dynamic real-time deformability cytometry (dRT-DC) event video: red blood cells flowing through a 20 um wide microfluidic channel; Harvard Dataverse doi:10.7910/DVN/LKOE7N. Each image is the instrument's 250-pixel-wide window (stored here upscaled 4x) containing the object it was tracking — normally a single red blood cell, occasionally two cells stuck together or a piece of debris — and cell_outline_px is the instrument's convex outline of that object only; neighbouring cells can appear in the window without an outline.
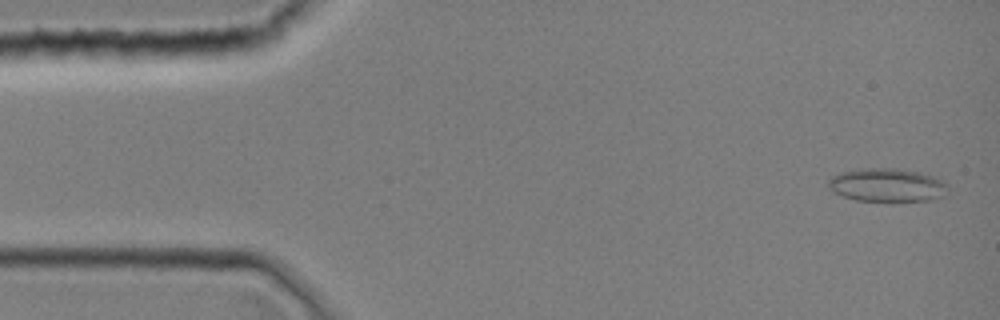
{"species": "common noctule bat (a hibernating species)", "species_latin": "Nyctalus noctula", "temperature_condition": "room temperature", "stored_images_in_passage": 6, "camera_frame_rate_fps": 3000, "um_per_image_px": 0.085, "animal": {"sex": "female", "body_mass_g": 19.0, "forearm_length_mm": 51.5}, "frame": {"image": 1, "passage_image": 2, "time_ms": 0.333, "image_size_px": [1000, 320], "cell_outline_px": [[948, 196], [928, 200], [892, 204], [856, 200], [832, 192], [828, 188], [828, 180], [832, 176], [840, 172], [856, 168], [896, 168], [916, 172], [932, 176], [944, 180], [948, 184]], "centroid_in_image_um": [75.43, 15.77], "position_along_channel_um": 9.6, "area_um2": 24.39}}